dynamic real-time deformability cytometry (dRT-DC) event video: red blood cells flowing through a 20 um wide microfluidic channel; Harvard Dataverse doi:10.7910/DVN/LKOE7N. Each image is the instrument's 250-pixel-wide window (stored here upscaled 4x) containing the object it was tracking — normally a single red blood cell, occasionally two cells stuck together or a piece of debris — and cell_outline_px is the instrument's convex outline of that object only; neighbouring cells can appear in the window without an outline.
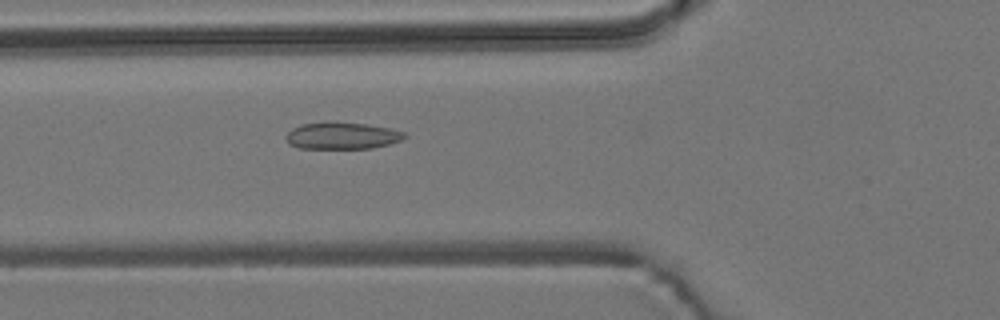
{"species": "common noctule bat (a hibernating species)", "species_latin": "Nyctalus noctula", "temperature_condition": "room temperature", "stored_images_in_passage": 29, "camera_frame_rate_fps": 3000, "um_per_image_px": 0.085, "animal": {"sex": "male", "body_mass_g": 19.2, "forearm_length_mm": 51.8}, "frame": {"image": 1, "passage_image": 13, "time_ms": 4.0, "image_size_px": [1000, 320], "cell_outline_px": [[408, 136], [400, 140], [388, 144], [372, 148], [300, 148], [288, 144], [284, 136], [292, 128], [300, 124], [324, 120], [328, 120], [364, 124], [392, 128], [404, 132]], "centroid_in_image_um": [29.02, 11.51], "position_along_channel_um": 96.8, "area_um2": 18.96}}
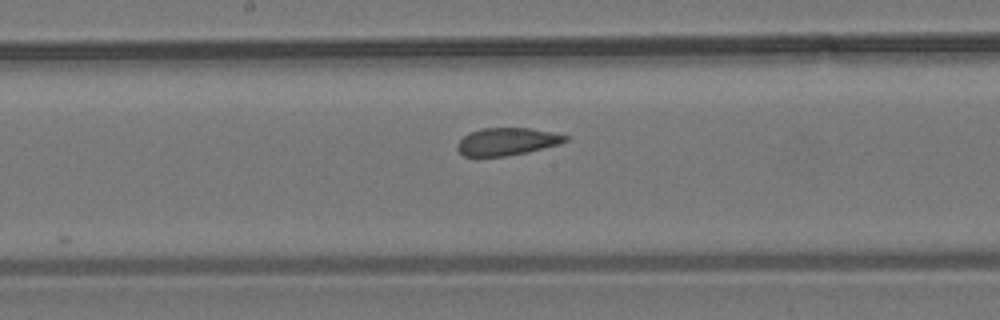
{"frame": {"image": 2, "passage_image": 22, "time_ms": 7.0, "image_size_px": [1000, 320], "cell_outline_px": [[568, 140], [560, 144], [528, 152], [504, 156], [464, 156], [456, 148], [456, 144], [468, 132], [480, 128], [528, 128], [552, 132], [568, 136]], "centroid_in_image_um": [43.08, 12.03], "position_along_channel_um": 205.1, "area_um2": 17.34}}
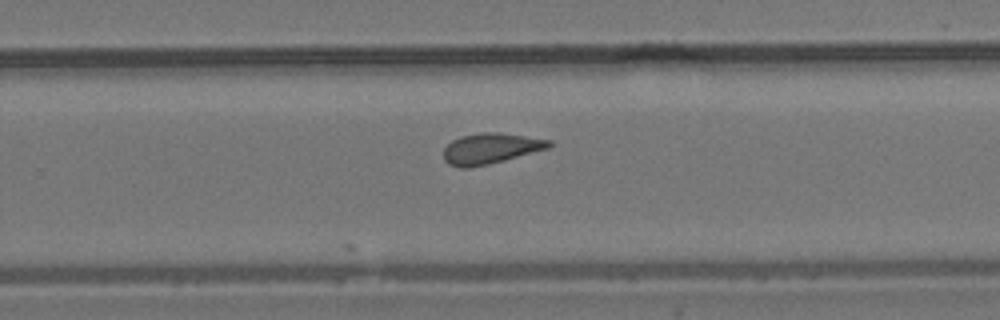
{"frame": {"image": 3, "passage_image": 29, "time_ms": 9.333, "image_size_px": [1000, 320], "cell_outline_px": [[552, 144], [548, 148], [504, 160], [488, 164], [468, 168], [460, 168], [448, 164], [444, 160], [444, 148], [452, 140], [460, 136], [480, 132], [500, 132], [552, 140]], "centroid_in_image_um": [41.67, 12.61], "position_along_channel_um": 288.1, "area_um2": 18.84}}